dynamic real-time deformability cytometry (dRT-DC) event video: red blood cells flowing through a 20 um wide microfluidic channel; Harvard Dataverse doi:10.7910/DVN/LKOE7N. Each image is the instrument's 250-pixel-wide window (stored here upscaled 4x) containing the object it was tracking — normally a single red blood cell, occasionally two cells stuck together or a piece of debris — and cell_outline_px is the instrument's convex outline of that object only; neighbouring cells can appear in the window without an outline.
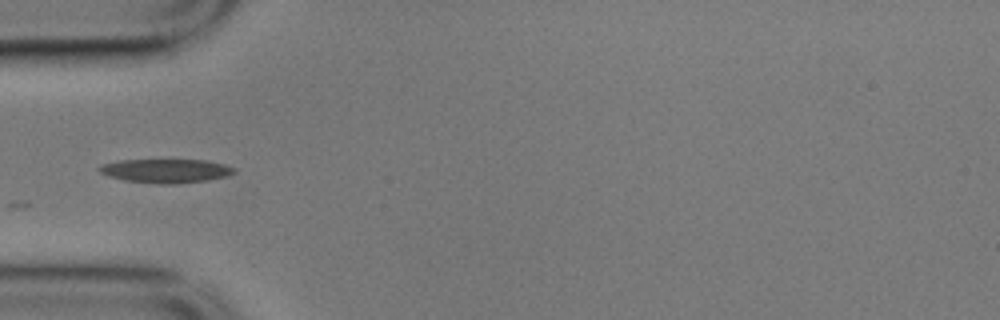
{"species": "common noctule bat (a hibernating species)", "species_latin": "Nyctalus noctula", "temperature_condition": "cold", "stored_images_in_passage": 40, "camera_frame_rate_fps": 3000, "um_per_image_px": 0.085, "animal": {"sex": "male", "body_mass_g": 17.9}, "frame": {"image": 1, "passage_image": 1, "time_ms": 0.0, "image_size_px": [1000, 320], "cell_outline_px": [[236, 172], [228, 176], [208, 180], [176, 184], [160, 184], [124, 180], [108, 176], [100, 172], [96, 168], [100, 164], [120, 160], [204, 160], [224, 164], [232, 168]], "centroid_in_image_um": [14.06, 14.52], "position_along_channel_um": 70.9, "area_um2": 18.79}}
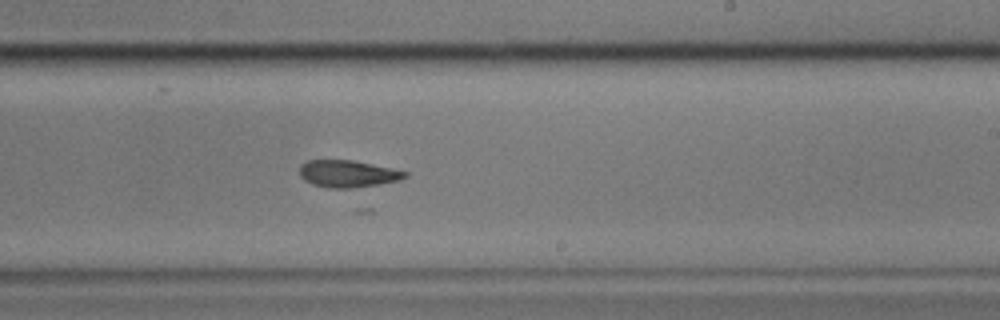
{"frame": {"image": 2, "passage_image": 17, "time_ms": 5.333, "image_size_px": [1000, 320], "cell_outline_px": [[408, 176], [400, 180], [376, 184], [348, 188], [328, 188], [312, 184], [304, 180], [300, 176], [300, 164], [308, 160], [352, 160], [392, 168], [408, 172]], "centroid_in_image_um": [29.54, 14.76], "position_along_channel_um": 259.5, "area_um2": 16.53}}
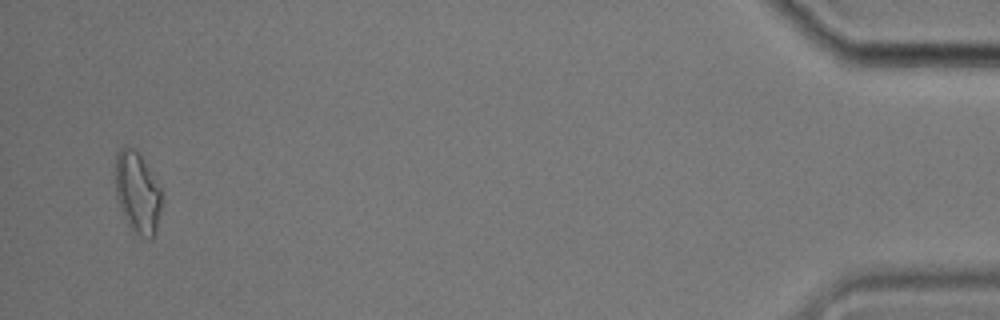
{"frame": {"image": 3, "passage_image": 38, "time_ms": 12.333, "image_size_px": [1000, 320], "cell_outline_px": [[160, 208], [156, 232], [152, 240], [140, 236], [128, 224], [124, 216], [116, 196], [116, 152], [120, 148], [132, 148], [140, 156], [148, 168], [160, 188]], "centroid_in_image_um": [11.67, 16.4], "position_along_channel_um": 423.5, "area_um2": 21.27}}